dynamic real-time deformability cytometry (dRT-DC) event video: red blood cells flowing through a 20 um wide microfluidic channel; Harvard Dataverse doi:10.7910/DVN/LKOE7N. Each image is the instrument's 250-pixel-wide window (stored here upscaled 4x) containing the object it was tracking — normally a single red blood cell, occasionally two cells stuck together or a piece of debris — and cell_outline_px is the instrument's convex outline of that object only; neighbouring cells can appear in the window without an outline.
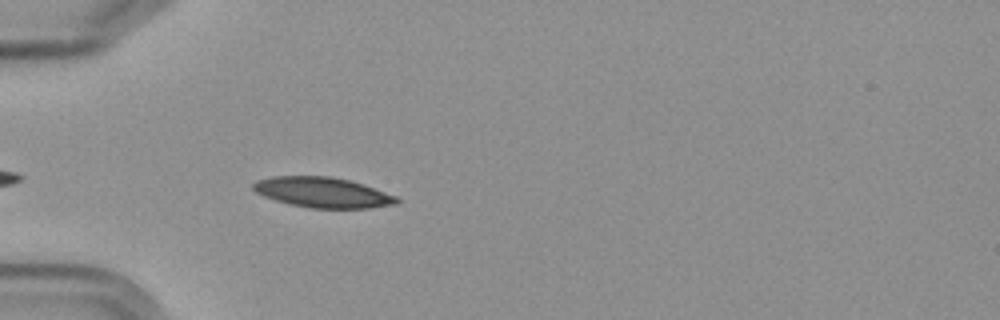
{"species": "Egyptian fruit bat (a non-hibernating species)", "species_latin": "Rousettus aegyptiacus", "temperature_condition": "cold", "stored_images_in_passage": 5, "camera_frame_rate_fps": 3000, "um_per_image_px": 0.085, "frame": {"image": 1, "passage_image": 5, "time_ms": 5.333, "image_size_px": [1000, 320], "cell_outline_px": [[400, 200], [396, 204], [368, 208], [308, 208], [288, 204], [264, 196], [256, 192], [252, 188], [252, 184], [256, 180], [272, 176], [332, 176], [348, 180], [396, 196]], "centroid_in_image_um": [27.37, 16.36], "position_along_channel_um": 57.6, "area_um2": 25.2}}